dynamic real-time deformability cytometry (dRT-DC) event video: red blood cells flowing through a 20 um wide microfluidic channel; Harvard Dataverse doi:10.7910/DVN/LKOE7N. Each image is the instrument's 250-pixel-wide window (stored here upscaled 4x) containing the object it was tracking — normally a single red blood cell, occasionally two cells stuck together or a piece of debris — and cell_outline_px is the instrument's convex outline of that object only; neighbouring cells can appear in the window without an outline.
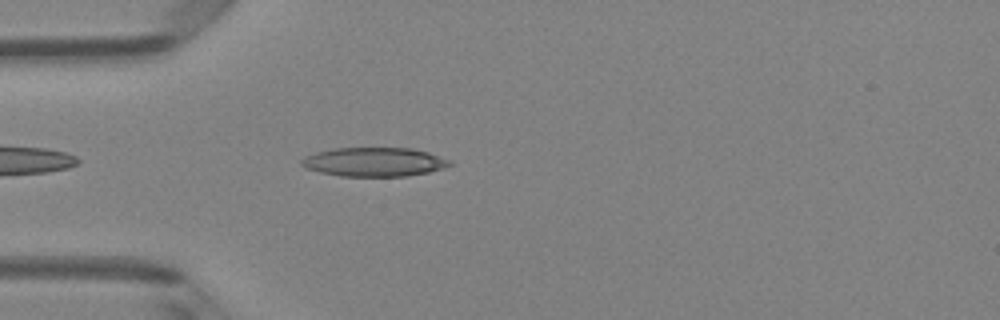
{"species": "Egyptian fruit bat (a non-hibernating species)", "species_latin": "Rousettus aegyptiacus", "temperature_condition": "room temperature", "stored_images_in_passage": 3, "camera_frame_rate_fps": 3000, "um_per_image_px": 0.085, "animal": {"sex": "female"}, "frame": {"image": 1, "passage_image": 3, "time_ms": 2.667, "image_size_px": [1000, 320], "cell_outline_px": [[456, 164], [444, 168], [428, 172], [408, 176], [340, 176], [320, 172], [304, 168], [300, 164], [300, 160], [304, 156], [316, 152], [332, 148], [412, 148], [428, 152], [452, 160]], "centroid_in_image_um": [31.82, 13.76], "position_along_channel_um": 53.2, "area_um2": 25.37}}